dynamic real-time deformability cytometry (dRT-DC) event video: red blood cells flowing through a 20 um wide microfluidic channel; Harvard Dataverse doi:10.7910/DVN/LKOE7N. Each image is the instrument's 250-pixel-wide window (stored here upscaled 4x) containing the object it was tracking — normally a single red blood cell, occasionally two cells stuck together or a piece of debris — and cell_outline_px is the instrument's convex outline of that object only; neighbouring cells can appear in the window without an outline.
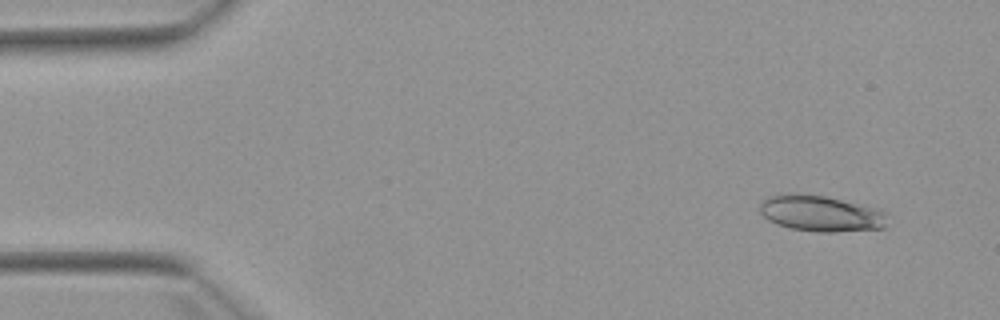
{"species": "Egyptian fruit bat (a non-hibernating species)", "species_latin": "Rousettus aegyptiacus", "temperature_condition": "warm", "stored_images_in_passage": 4, "camera_frame_rate_fps": 3000, "um_per_image_px": 0.085, "animal": {"sex": "female"}, "frame": {"image": 1, "passage_image": 1, "time_ms": 0.0, "image_size_px": [1000, 320], "cell_outline_px": [[884, 228], [832, 232], [816, 232], [792, 228], [776, 224], [768, 220], [760, 212], [760, 204], [768, 196], [784, 192], [792, 192], [824, 196], [880, 208], [884, 212]], "centroid_in_image_um": [69.72, 18.12], "position_along_channel_um": 15.3, "area_um2": 26.82}}
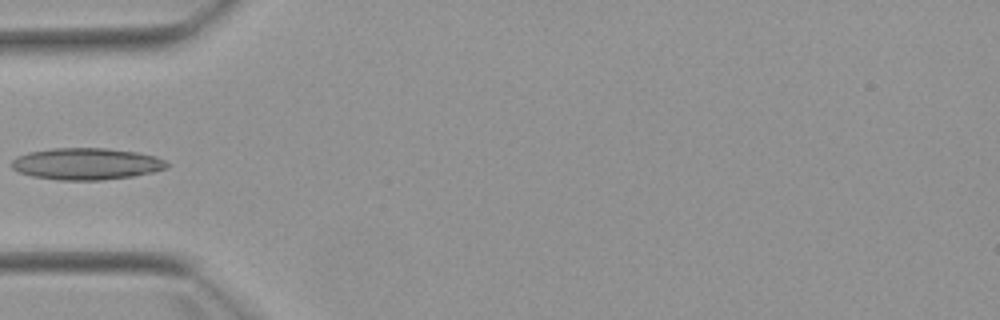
{"frame": {"image": 2, "passage_image": 4, "time_ms": 4.333, "image_size_px": [1000, 320], "cell_outline_px": [[168, 168], [152, 172], [132, 176], [100, 180], [60, 180], [32, 176], [20, 172], [12, 168], [12, 160], [16, 156], [28, 152], [52, 148], [108, 148], [136, 152], [156, 156], [164, 160], [168, 164]], "centroid_in_image_um": [7.34, 13.92], "position_along_channel_um": 77.7, "area_um2": 28.67}}